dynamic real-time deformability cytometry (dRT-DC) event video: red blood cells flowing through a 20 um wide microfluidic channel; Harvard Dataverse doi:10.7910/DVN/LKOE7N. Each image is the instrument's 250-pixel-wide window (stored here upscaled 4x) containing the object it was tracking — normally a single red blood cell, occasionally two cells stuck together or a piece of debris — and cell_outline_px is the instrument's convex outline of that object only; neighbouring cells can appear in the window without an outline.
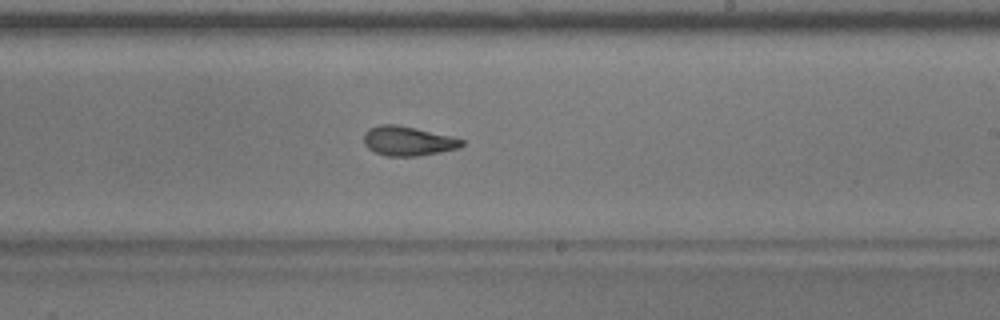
{"species": "common noctule bat (a hibernating species)", "species_latin": "Nyctalus noctula", "temperature_condition": "warm", "stored_images_in_passage": 53, "camera_frame_rate_fps": 3000, "um_per_image_px": 0.085, "animal": {"sex": "male", "body_mass_g": 17.9}, "frame": {"image": 1, "passage_image": 31, "time_ms": 10.0, "image_size_px": [1000, 320], "cell_outline_px": [[464, 144], [460, 148], [416, 156], [388, 156], [376, 152], [368, 148], [364, 144], [364, 136], [368, 128], [380, 124], [396, 124], [452, 136], [464, 140]], "centroid_in_image_um": [34.67, 11.98], "position_along_channel_um": 254.3, "area_um2": 16.7}, "authors_computed_cell_mechanics": {"area_um2": 17.1666, "velocity_mm_per_s": 3.6973, "shape_relaxation_time_tau1_ms": 8.3033, "shape_relaxation_time_tau2_ms": 2.0692, "deformation_change_tau1": 0.2321, "deformation_change_tau2": 0.0949}}